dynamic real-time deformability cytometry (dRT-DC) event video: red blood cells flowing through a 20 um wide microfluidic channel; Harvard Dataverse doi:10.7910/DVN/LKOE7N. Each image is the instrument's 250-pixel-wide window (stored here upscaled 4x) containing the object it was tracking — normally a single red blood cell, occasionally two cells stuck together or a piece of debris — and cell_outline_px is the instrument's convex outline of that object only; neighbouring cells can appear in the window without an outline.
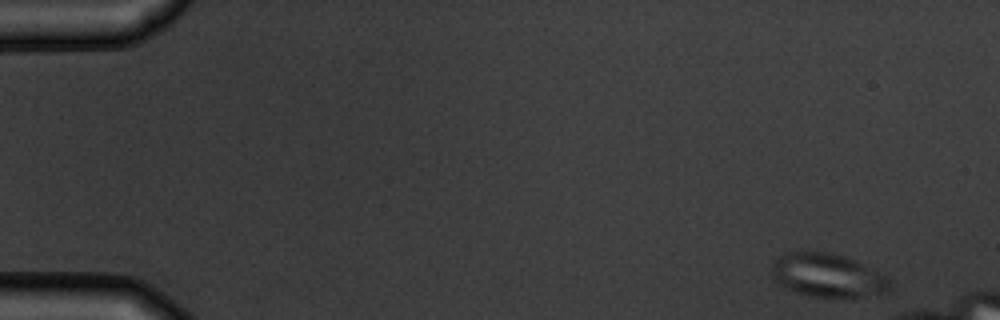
{"species": "common noctule bat (a hibernating species)", "species_latin": "Nyctalus noctula", "temperature_condition": "warm", "stored_images_in_passage": 4, "camera_frame_rate_fps": 3000, "um_per_image_px": 0.085, "animal": {"sex": "male", "body_mass_g": 19.5, "forearm_length_mm": 54.6}, "frame": {"image": 1, "passage_image": 1, "time_ms": 0.0, "image_size_px": [1000, 320], "cell_outline_px": [[888, 288], [884, 292], [860, 296], [808, 296], [784, 288], [772, 276], [772, 268], [776, 260], [780, 256], [788, 252], [828, 252], [844, 256], [856, 260], [888, 276]], "centroid_in_image_um": [70.32, 23.39], "position_along_channel_um": 14.7, "area_um2": 29.36}}